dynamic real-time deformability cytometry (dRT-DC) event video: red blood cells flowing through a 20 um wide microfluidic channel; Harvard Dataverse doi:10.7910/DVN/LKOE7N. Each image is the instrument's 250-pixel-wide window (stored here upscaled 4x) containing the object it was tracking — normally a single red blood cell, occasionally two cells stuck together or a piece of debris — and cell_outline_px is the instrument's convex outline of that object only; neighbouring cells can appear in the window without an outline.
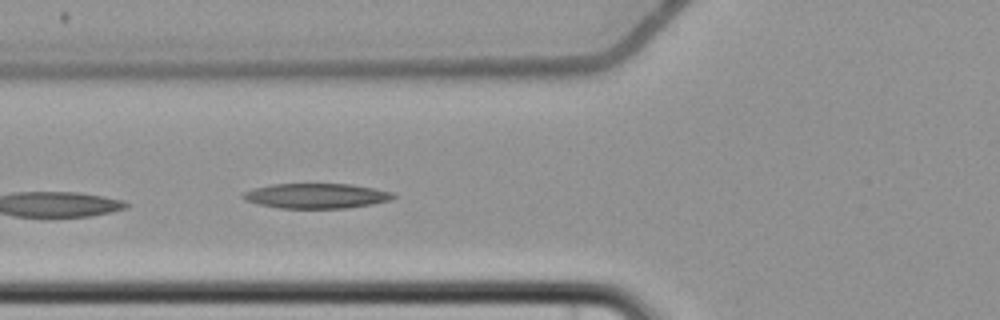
{"species": "common noctule bat (a hibernating species)", "species_latin": "Nyctalus noctula", "temperature_condition": "cold", "stored_images_in_passage": 5, "camera_frame_rate_fps": 3000, "um_per_image_px": 0.085, "animal": {"sex": "female", "body_mass_g": 22.7, "forearm_length_mm": 54.2}, "frame": {"image": 1, "passage_image": 5, "time_ms": 5.667, "image_size_px": [1000, 320], "cell_outline_px": [[396, 196], [392, 200], [372, 204], [348, 208], [280, 208], [260, 204], [244, 200], [240, 196], [244, 192], [256, 188], [272, 184], [352, 184], [376, 188], [392, 192]], "centroid_in_image_um": [26.93, 16.65], "position_along_channel_um": 98.9, "area_um2": 21.91}}